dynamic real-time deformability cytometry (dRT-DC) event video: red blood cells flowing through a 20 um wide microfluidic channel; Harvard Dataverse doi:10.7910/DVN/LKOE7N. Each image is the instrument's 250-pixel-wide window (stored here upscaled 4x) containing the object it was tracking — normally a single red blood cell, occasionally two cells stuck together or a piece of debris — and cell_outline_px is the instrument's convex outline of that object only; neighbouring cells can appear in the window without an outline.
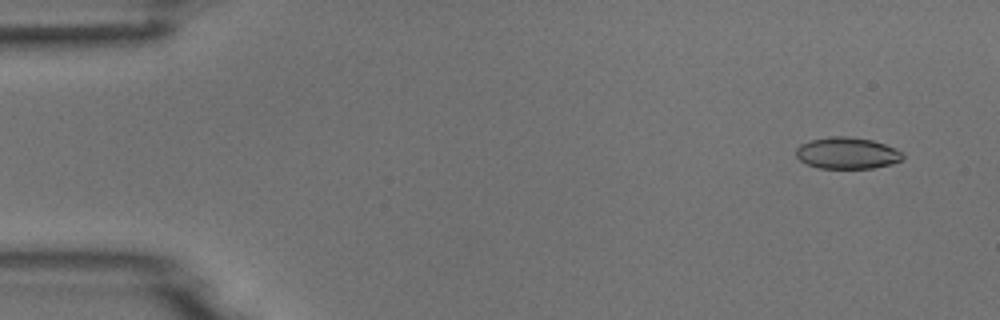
{"species": "common noctule bat (a hibernating species)", "species_latin": "Nyctalus noctula", "temperature_condition": "room temperature", "stored_images_in_passage": 6, "camera_frame_rate_fps": 3000, "um_per_image_px": 0.085, "animal": {"sex": "male", "body_mass_g": 18.8}, "frame": {"image": 1, "passage_image": 1, "time_ms": 0.0, "image_size_px": [1000, 320], "cell_outline_px": [[904, 156], [900, 160], [892, 164], [872, 168], [820, 168], [808, 164], [800, 160], [796, 156], [796, 148], [800, 144], [812, 140], [832, 136], [844, 136], [872, 140], [896, 148]], "centroid_in_image_um": [72.0, 13.01], "position_along_channel_um": 13.0, "area_um2": 19.42}}
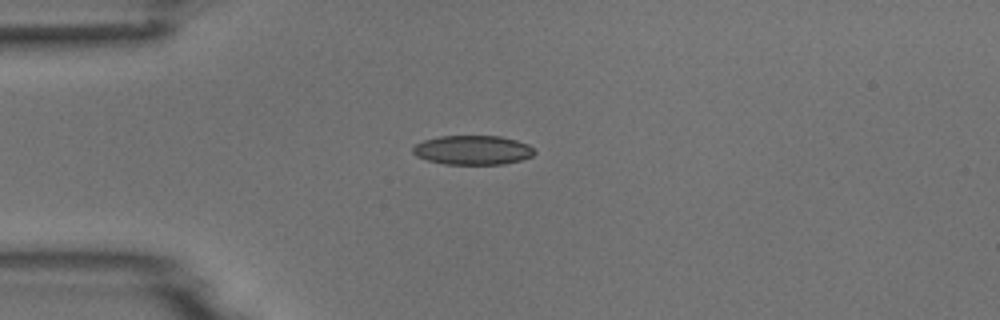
{"frame": {"image": 2, "passage_image": 4, "time_ms": 3.333, "image_size_px": [1000, 320], "cell_outline_px": [[536, 152], [532, 156], [520, 160], [504, 164], [444, 164], [428, 160], [416, 156], [412, 152], [412, 148], [416, 144], [424, 140], [440, 136], [500, 136], [516, 140], [528, 144]], "centroid_in_image_um": [40.18, 12.75], "position_along_channel_um": 44.8, "area_um2": 20.69}}
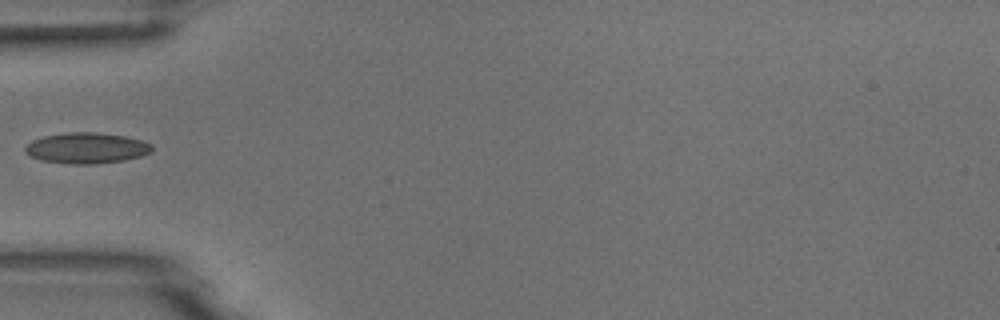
{"frame": {"image": 3, "passage_image": 5, "time_ms": 4.667, "image_size_px": [1000, 320], "cell_outline_px": [[152, 152], [140, 156], [124, 160], [96, 164], [68, 164], [40, 160], [28, 156], [24, 152], [24, 148], [32, 140], [44, 136], [68, 132], [96, 132], [124, 136], [140, 140], [152, 144]], "centroid_in_image_um": [7.32, 12.59], "position_along_channel_um": 77.7, "area_um2": 22.89}}